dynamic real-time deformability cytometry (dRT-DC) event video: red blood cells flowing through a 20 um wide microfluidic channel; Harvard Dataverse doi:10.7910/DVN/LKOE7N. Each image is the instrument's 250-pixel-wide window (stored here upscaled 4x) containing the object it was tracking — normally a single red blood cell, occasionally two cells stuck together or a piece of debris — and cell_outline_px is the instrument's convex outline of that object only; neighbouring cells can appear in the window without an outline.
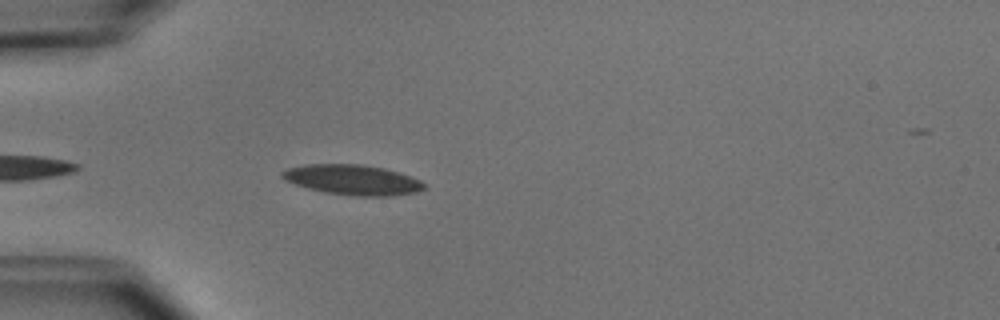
{"species": "common noctule bat (a hibernating species)", "species_latin": "Nyctalus noctula", "temperature_condition": "cold", "stored_images_in_passage": 4, "camera_frame_rate_fps": 3000, "um_per_image_px": 0.085, "animal": {"sex": "male", "body_mass_g": 15.6}, "frame": {"image": 1, "passage_image": 4, "time_ms": 4.667, "image_size_px": [1000, 320], "cell_outline_px": [[424, 188], [416, 192], [392, 196], [356, 196], [324, 192], [308, 188], [296, 184], [280, 176], [280, 172], [288, 168], [308, 164], [360, 164], [384, 168], [400, 172], [420, 180], [424, 184]], "centroid_in_image_um": [29.98, 15.28], "position_along_channel_um": 55.0, "area_um2": 24.8}}